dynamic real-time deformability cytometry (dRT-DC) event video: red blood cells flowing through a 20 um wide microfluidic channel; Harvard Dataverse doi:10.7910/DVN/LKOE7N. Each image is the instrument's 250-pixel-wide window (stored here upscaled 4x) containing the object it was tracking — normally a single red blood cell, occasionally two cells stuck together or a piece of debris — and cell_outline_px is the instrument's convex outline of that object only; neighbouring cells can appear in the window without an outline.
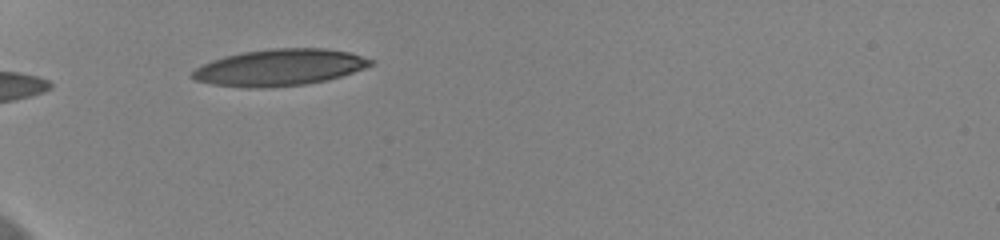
{"species": "human", "species_latin": "Homo sapiens", "temperature_condition": "cold", "stored_images_in_passage": 5, "camera_frame_rate_fps": 3000, "um_per_image_px": 0.085, "donor": {"sex": "female"}, "frame": {"image": 1, "passage_image": 1, "time_ms": 0.0, "image_size_px": [1000, 240], "cell_outline_px": [[376, 60], [372, 64], [364, 68], [328, 80], [304, 84], [264, 88], [248, 88], [212, 84], [196, 80], [188, 76], [196, 68], [212, 60], [224, 56], [240, 52], [268, 48], [328, 48], [348, 52]], "centroid_in_image_um": [23.74, 5.72], "position_along_channel_um": 61.3, "area_um2": 38.15}}